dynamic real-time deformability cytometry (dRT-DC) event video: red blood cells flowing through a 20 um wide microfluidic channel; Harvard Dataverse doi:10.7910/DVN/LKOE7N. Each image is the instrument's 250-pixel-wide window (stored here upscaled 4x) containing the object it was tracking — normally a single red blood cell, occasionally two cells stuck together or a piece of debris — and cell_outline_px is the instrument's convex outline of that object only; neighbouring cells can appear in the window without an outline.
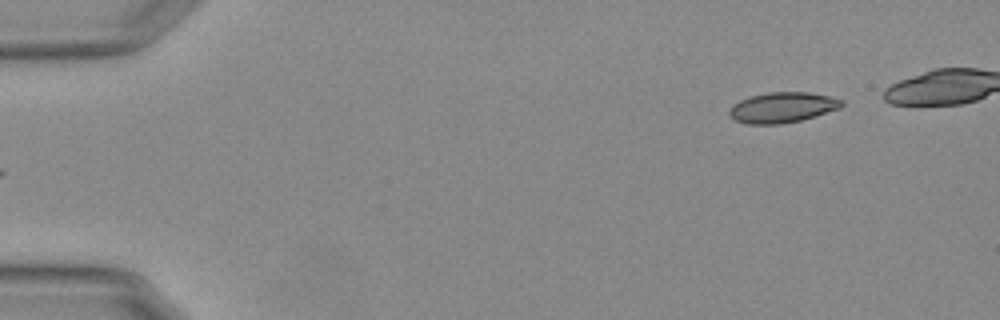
{"species": "Egyptian fruit bat (a non-hibernating species)", "species_latin": "Rousettus aegyptiacus", "temperature_condition": "warm", "stored_images_in_passage": 44, "camera_frame_rate_fps": 3000, "um_per_image_px": 0.085, "animal": {"sex": "female"}, "frame": {"image": 1, "passage_image": 1, "time_ms": 0.0, "image_size_px": [1000, 320], "cell_outline_px": [[844, 104], [840, 108], [800, 120], [780, 124], [748, 124], [736, 120], [728, 112], [732, 104], [740, 100], [752, 96], [768, 92], [808, 92], [828, 96], [844, 100]], "centroid_in_image_um": [66.51, 9.13], "position_along_channel_um": 18.5, "area_um2": 19.71}, "authors_computed_cell_mechanics": {"area_um2": 20.2878, "velocity_mm_per_s": 3.7677, "shape_relaxation_time_tau1_ms": null, "shape_relaxation_time_tau2_ms": 5.2785, "deformation_change_tau1": null, "deformation_change_tau2": 0.0973}}